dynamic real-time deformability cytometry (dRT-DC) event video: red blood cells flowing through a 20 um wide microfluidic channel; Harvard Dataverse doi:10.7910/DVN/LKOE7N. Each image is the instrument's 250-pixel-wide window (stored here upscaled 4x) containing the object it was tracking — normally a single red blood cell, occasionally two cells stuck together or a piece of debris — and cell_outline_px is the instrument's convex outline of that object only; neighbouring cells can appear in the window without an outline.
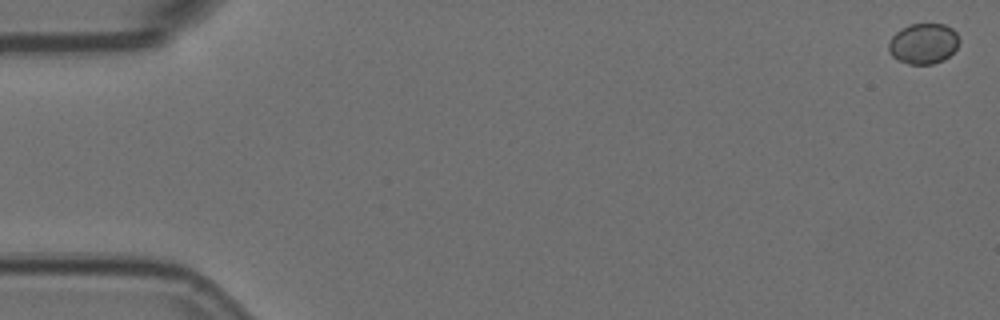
{"species": "Egyptian fruit bat (a non-hibernating species)", "species_latin": "Rousettus aegyptiacus", "temperature_condition": "room temperature", "stored_images_in_passage": 6, "camera_frame_rate_fps": 3000, "um_per_image_px": 0.085, "animal": {"sex": "female"}, "frame": {"image": 1, "passage_image": 1, "time_ms": 0.0, "image_size_px": [1000, 320], "cell_outline_px": [[960, 40], [956, 48], [944, 60], [932, 64], [908, 64], [896, 60], [888, 52], [888, 44], [892, 36], [900, 28], [908, 24], [944, 24], [952, 28], [956, 32]], "centroid_in_image_um": [78.46, 3.7], "position_along_channel_um": 6.5, "area_um2": 16.88}}
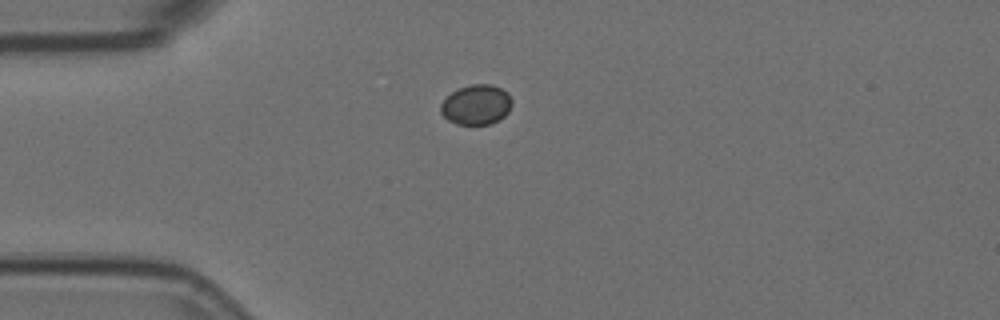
{"frame": {"image": 2, "passage_image": 5, "time_ms": 1.333, "image_size_px": [1000, 320], "cell_outline_px": [[512, 104], [508, 112], [504, 116], [488, 124], [456, 124], [448, 120], [440, 112], [440, 104], [452, 92], [460, 88], [472, 84], [492, 84], [508, 92], [512, 100]], "centroid_in_image_um": [40.49, 8.89], "position_along_channel_um": 44.5, "area_um2": 16.47}}